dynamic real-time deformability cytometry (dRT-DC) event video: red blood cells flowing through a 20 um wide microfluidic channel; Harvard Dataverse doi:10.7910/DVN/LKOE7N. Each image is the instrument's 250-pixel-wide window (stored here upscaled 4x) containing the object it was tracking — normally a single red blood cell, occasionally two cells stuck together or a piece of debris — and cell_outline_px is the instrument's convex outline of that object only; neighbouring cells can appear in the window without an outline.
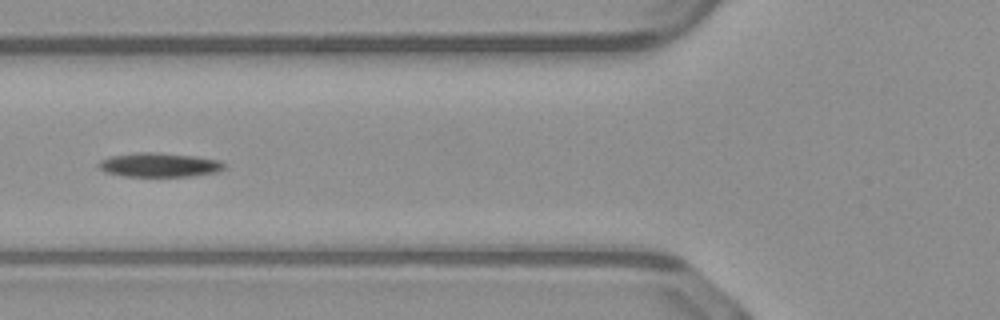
{"species": "common noctule bat (a hibernating species)", "species_latin": "Nyctalus noctula", "temperature_condition": "warm", "stored_images_in_passage": 46, "camera_frame_rate_fps": 3000, "um_per_image_px": 0.085, "animal": {"sex": "male", "body_mass_g": 23.1, "forearm_length_mm": 52.7}, "frame": {"image": 1, "passage_image": 15, "time_ms": 4.667, "image_size_px": [1000, 320], "cell_outline_px": [[224, 168], [220, 172], [192, 176], [120, 176], [104, 172], [96, 164], [100, 160], [112, 156], [136, 152], [156, 152], [196, 156], [220, 160], [224, 164]], "centroid_in_image_um": [13.54, 14.02], "position_along_channel_um": 112.3, "area_um2": 17.86}}
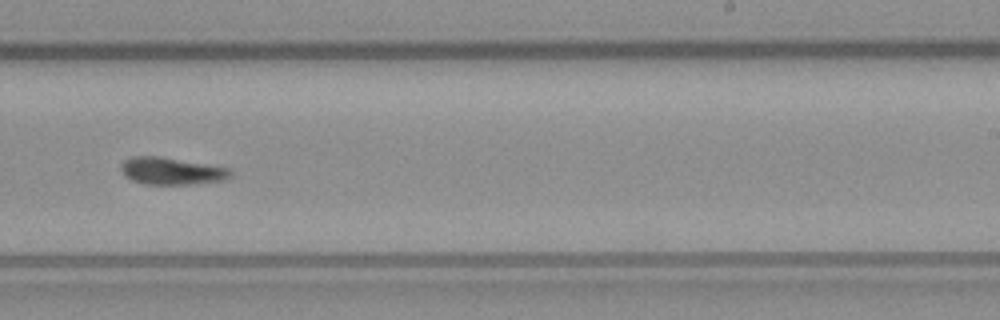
{"frame": {"image": 2, "passage_image": 27, "time_ms": 8.667, "image_size_px": [1000, 320], "cell_outline_px": [[232, 176], [228, 180], [200, 184], [144, 184], [132, 180], [124, 176], [120, 168], [120, 164], [124, 160], [132, 156], [160, 156], [228, 168], [232, 172]], "centroid_in_image_um": [14.59, 14.55], "position_along_channel_um": 274.4, "area_um2": 17.57}}
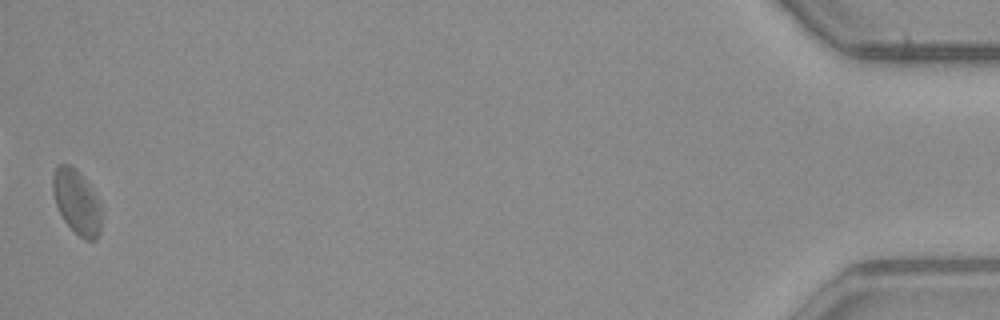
{"frame": {"image": 3, "passage_image": 46, "time_ms": 15.0, "image_size_px": [1000, 320], "cell_outline_px": [[100, 232], [96, 240], [84, 240], [64, 220], [56, 204], [52, 192], [52, 176], [56, 168], [60, 164], [72, 164], [80, 172], [92, 192], [100, 208]], "centroid_in_image_um": [6.48, 17.15], "position_along_channel_um": 428.7, "area_um2": 17.8}}